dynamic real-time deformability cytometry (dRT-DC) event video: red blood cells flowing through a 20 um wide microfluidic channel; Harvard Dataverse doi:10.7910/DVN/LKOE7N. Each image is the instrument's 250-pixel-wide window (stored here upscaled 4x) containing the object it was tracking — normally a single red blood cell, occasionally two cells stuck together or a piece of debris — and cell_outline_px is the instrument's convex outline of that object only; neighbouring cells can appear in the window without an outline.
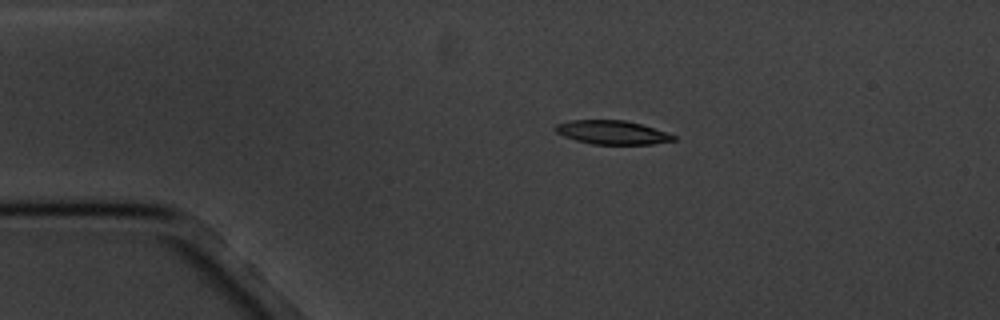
{"species": "common noctule bat (a hibernating species)", "species_latin": "Nyctalus noctula", "temperature_condition": "cold", "stored_images_in_passage": 6, "camera_frame_rate_fps": 3000, "um_per_image_px": 0.085, "animal": {"sex": "male", "body_mass_g": 20.1, "forearm_length_mm": 53.5}, "frame": {"image": 1, "passage_image": 3, "time_ms": 2.333, "image_size_px": [1000, 320], "cell_outline_px": [[676, 140], [652, 144], [592, 144], [576, 140], [564, 136], [556, 132], [556, 124], [568, 120], [624, 120], [640, 124], [676, 136]], "centroid_in_image_um": [52.01, 11.25], "position_along_channel_um": 33.0, "area_um2": 16.13}}
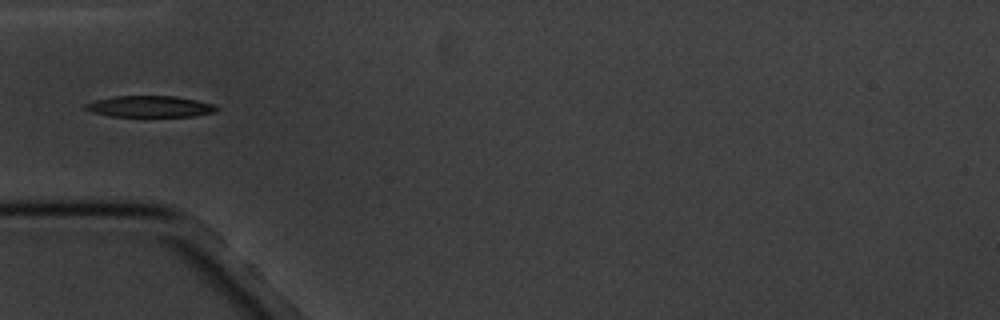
{"frame": {"image": 2, "passage_image": 5, "time_ms": 4.667, "image_size_px": [1000, 320], "cell_outline_px": [[220, 108], [216, 112], [192, 116], [112, 116], [92, 112], [84, 108], [84, 104], [96, 100], [116, 96], [176, 96], [196, 100], [212, 104]], "centroid_in_image_um": [12.76, 9.05], "position_along_channel_um": 72.2, "area_um2": 16.13}}
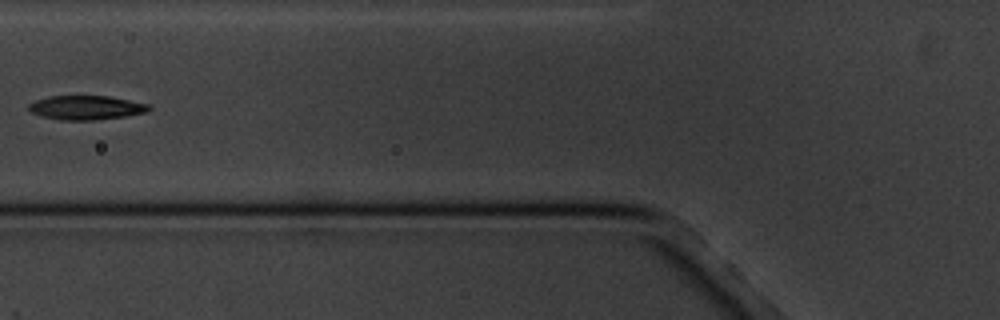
{"frame": {"image": 3, "passage_image": 6, "time_ms": 6.0, "image_size_px": [1000, 320], "cell_outline_px": [[152, 108], [148, 112], [128, 116], [92, 120], [60, 120], [40, 116], [32, 112], [28, 108], [28, 104], [36, 100], [48, 96], [112, 96], [148, 104]], "centroid_in_image_um": [7.35, 9.15], "position_along_channel_um": 118.5, "area_um2": 17.05}}